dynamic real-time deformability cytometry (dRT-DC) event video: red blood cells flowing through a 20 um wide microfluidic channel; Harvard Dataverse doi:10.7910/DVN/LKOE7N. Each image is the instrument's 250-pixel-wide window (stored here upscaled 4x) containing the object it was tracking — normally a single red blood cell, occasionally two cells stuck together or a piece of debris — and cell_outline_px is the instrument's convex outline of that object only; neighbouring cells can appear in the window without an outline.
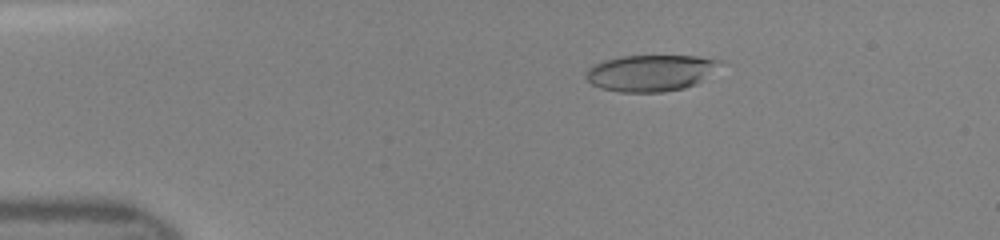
{"species": "human", "species_latin": "Homo sapiens", "temperature_condition": "room temperature", "stored_images_in_passage": 47, "camera_frame_rate_fps": 3000, "um_per_image_px": 0.085, "donor": {"sex": "female"}, "frame": {"image": 1, "passage_image": 9, "time_ms": 2.667, "image_size_px": [1000, 240], "cell_outline_px": [[720, 64], [696, 84], [684, 88], [660, 92], [620, 92], [600, 88], [592, 84], [584, 76], [584, 72], [592, 64], [604, 60], [620, 56], [696, 56], [720, 60]], "centroid_in_image_um": [55.21, 6.2], "position_along_channel_um": 29.8, "area_um2": 28.26}}
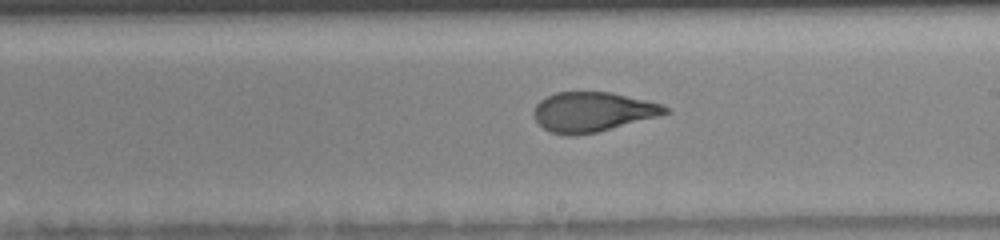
{"frame": {"image": 2, "passage_image": 28, "time_ms": 9.0, "image_size_px": [1000, 240], "cell_outline_px": [[672, 112], [596, 132], [576, 136], [564, 136], [552, 132], [544, 128], [536, 120], [532, 112], [536, 104], [540, 100], [556, 92], [612, 92], [660, 104], [668, 108]], "centroid_in_image_um": [50.33, 9.51], "position_along_channel_um": 238.7, "area_um2": 30.11}}
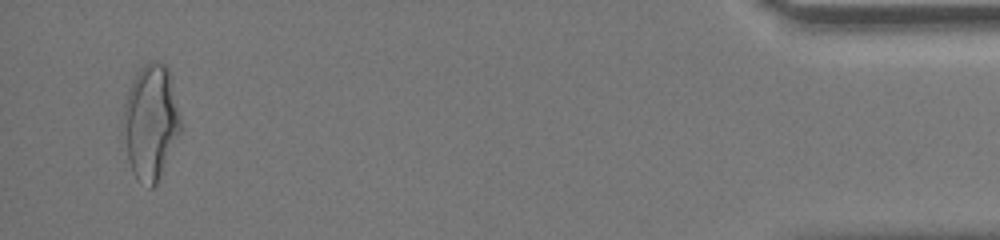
{"frame": {"image": 3, "passage_image": 46, "time_ms": 15.0, "image_size_px": [1000, 240], "cell_outline_px": [[184, 128], [156, 184], [152, 188], [148, 188], [132, 172], [128, 160], [124, 120], [124, 104], [128, 88], [136, 72], [148, 60], [156, 60], [164, 64], [168, 68]], "centroid_in_image_um": [12.86, 10.34], "position_along_channel_um": 422.3, "area_um2": 38.61}}